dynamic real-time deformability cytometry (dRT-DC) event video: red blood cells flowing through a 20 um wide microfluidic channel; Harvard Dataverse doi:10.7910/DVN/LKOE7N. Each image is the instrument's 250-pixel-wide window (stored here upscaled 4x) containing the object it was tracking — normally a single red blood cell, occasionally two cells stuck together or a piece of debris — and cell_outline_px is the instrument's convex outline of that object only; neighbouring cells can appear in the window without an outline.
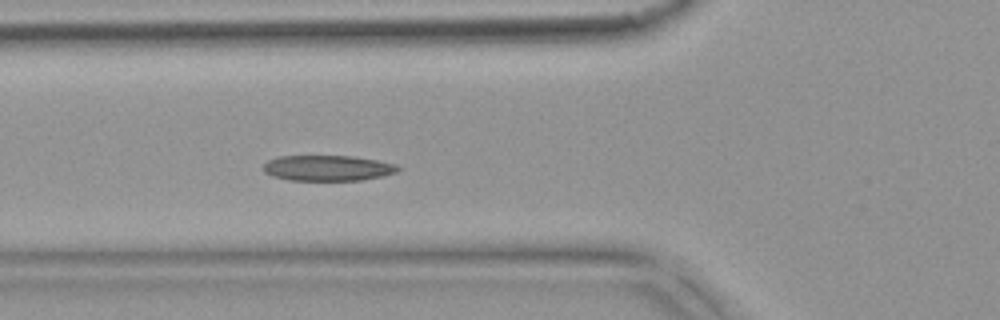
{"species": "common noctule bat (a hibernating species)", "species_latin": "Nyctalus noctula", "temperature_condition": "warm", "stored_images_in_passage": 6, "camera_frame_rate_fps": 3000, "um_per_image_px": 0.085, "animal": {"sex": "female", "body_mass_g": 18.4}, "frame": {"image": 1, "passage_image": 6, "time_ms": 1.667, "image_size_px": [1000, 320], "cell_outline_px": [[400, 168], [396, 172], [384, 176], [360, 180], [288, 180], [272, 176], [264, 172], [264, 164], [268, 160], [280, 156], [352, 156], [376, 160], [396, 164]], "centroid_in_image_um": [27.85, 14.28], "position_along_channel_um": 98.0, "area_um2": 20.0}}